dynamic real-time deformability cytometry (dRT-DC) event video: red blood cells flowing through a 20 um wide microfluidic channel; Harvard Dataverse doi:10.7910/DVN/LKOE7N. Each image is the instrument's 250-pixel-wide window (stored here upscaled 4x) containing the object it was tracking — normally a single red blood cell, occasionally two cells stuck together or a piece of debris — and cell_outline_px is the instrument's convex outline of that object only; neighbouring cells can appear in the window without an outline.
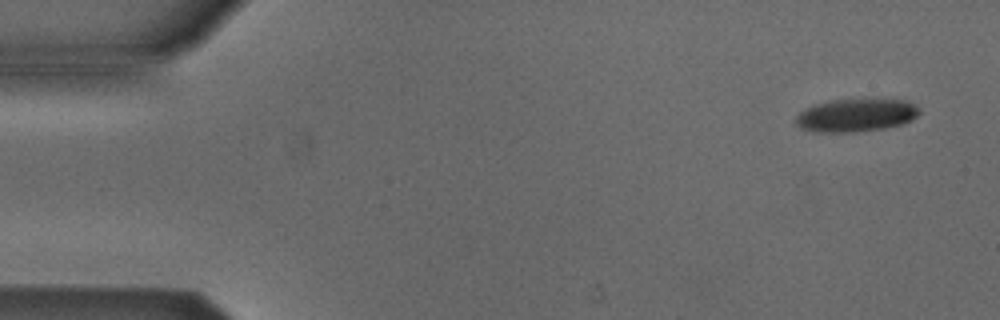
{"species": "Egyptian fruit bat (a non-hibernating species)", "species_latin": "Rousettus aegyptiacus", "temperature_condition": "cold", "stored_images_in_passage": 6, "camera_frame_rate_fps": 3000, "um_per_image_px": 0.085, "animal": {"sex": "male"}, "frame": {"image": 1, "passage_image": 1, "time_ms": 0.0, "image_size_px": [1000, 320], "cell_outline_px": [[920, 112], [912, 120], [904, 124], [884, 128], [852, 132], [812, 132], [800, 128], [796, 124], [796, 116], [804, 108], [812, 104], [832, 100], [904, 100], [916, 104], [920, 108]], "centroid_in_image_um": [72.74, 9.8], "position_along_channel_um": 12.3, "area_um2": 23.81}}
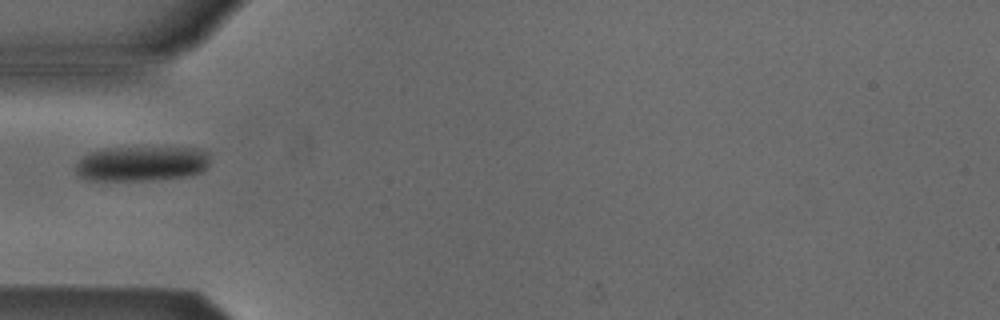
{"frame": {"image": 2, "passage_image": 5, "time_ms": 4.667, "image_size_px": [1000, 320], "cell_outline_px": [[208, 164], [200, 172], [192, 176], [144, 180], [88, 180], [80, 176], [76, 172], [76, 164], [88, 152], [104, 148], [196, 148], [208, 152]], "centroid_in_image_um": [12.03, 13.91], "position_along_channel_um": 73.0, "area_um2": 27.22}}